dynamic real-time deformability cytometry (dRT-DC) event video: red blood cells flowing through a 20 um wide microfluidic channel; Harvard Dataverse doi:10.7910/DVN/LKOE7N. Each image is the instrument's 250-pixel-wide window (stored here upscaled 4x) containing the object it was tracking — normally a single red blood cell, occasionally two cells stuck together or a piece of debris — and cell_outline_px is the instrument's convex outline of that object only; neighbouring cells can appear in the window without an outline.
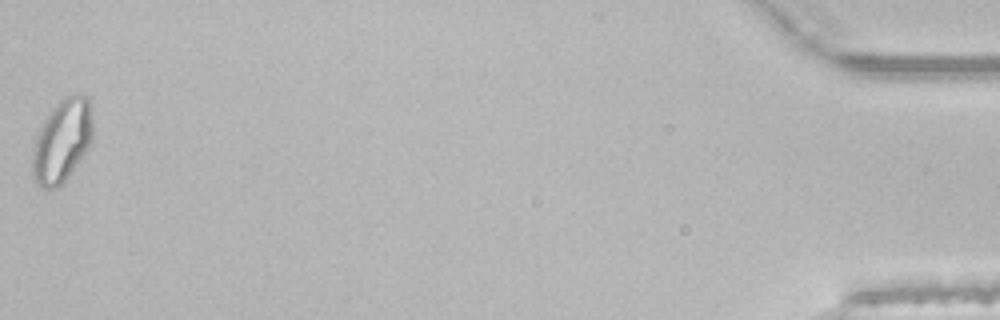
{"species": "common noctule bat (a hibernating species)", "species_latin": "Nyctalus noctula", "temperature_condition": "room temperature", "stored_images_in_passage": 35, "segment_of_instrument_passage": [2, 2], "camera_frame_rate_fps": 3000, "um_per_image_px": 0.085, "animal": {"sex": "male", "body_mass_g": 21.5, "forearm_length_mm": 52.0}, "frame": {"image": 1, "passage_image": 35, "time_ms": 11.333, "image_size_px": [1000, 320], "cell_outline_px": [[92, 136], [88, 148], [60, 188], [44, 188], [36, 184], [32, 180], [32, 152], [36, 136], [48, 112], [64, 96], [76, 92], [88, 96], [92, 120]], "centroid_in_image_um": [5.26, 11.97], "position_along_channel_um": 429.9, "area_um2": 29.48}}